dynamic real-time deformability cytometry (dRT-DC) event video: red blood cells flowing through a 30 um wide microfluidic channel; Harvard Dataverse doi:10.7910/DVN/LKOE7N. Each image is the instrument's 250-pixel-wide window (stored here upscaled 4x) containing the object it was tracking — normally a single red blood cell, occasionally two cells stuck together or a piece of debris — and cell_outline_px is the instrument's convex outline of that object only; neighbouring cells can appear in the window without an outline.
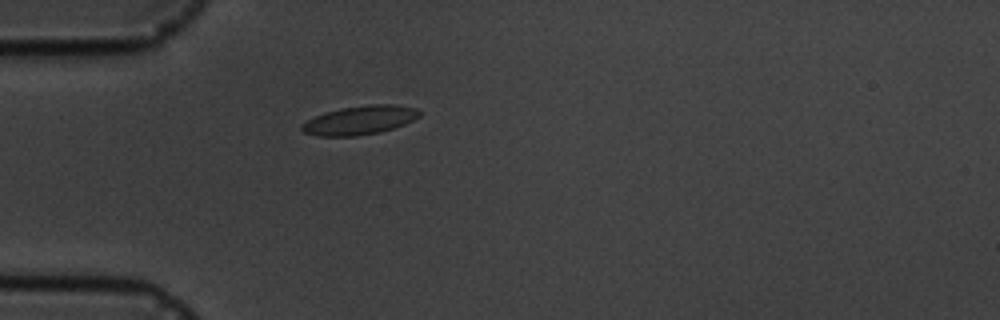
{"species": "common noctule bat (a hibernating species)", "species_latin": "Nyctalus noctula", "temperature_condition": "cold", "stored_images_in_passage": 3, "camera_frame_rate_fps": 3000, "um_per_image_px": 0.085, "animal": {"sex": "male", "body_mass_g": 19.5, "forearm_length_mm": 54.6}, "frame": {"image": 1, "passage_image": 3, "time_ms": 2.333, "image_size_px": [1000, 320], "cell_outline_px": [[424, 112], [420, 116], [404, 124], [380, 132], [356, 136], [316, 136], [304, 132], [300, 128], [300, 124], [324, 112], [340, 108], [368, 104], [396, 104], [416, 108]], "centroid_in_image_um": [30.59, 10.2], "position_along_channel_um": 54.4, "area_um2": 19.94}}